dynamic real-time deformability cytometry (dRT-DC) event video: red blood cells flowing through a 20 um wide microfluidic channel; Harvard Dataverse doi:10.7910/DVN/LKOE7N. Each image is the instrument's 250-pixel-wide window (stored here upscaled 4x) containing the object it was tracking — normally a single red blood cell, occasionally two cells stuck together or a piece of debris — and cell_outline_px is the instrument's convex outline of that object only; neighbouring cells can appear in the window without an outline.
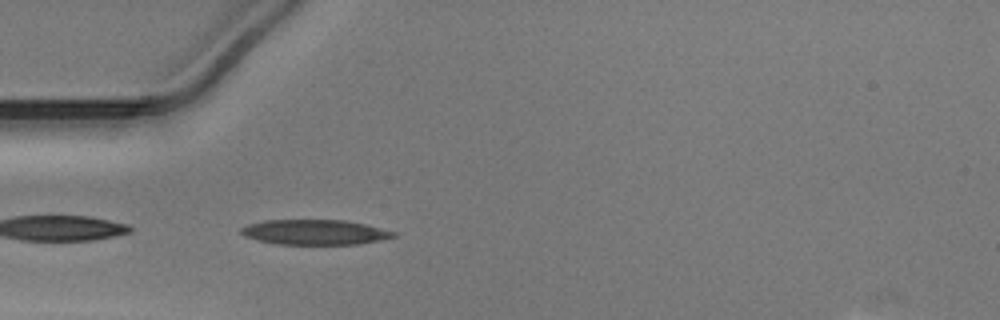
{"species": "Egyptian fruit bat (a non-hibernating species)", "species_latin": "Rousettus aegyptiacus", "temperature_condition": "warm", "stored_images_in_passage": 22, "camera_frame_rate_fps": 3000, "um_per_image_px": 0.085, "animal": {"sex": "male"}, "frame": {"image": 1, "passage_image": 1, "time_ms": 0.0, "image_size_px": [1000, 320], "cell_outline_px": [[396, 236], [380, 240], [356, 244], [280, 244], [260, 240], [244, 236], [240, 232], [240, 228], [248, 224], [264, 220], [344, 220], [368, 224], [396, 232]], "centroid_in_image_um": [26.78, 19.72], "position_along_channel_um": 58.2, "area_um2": 22.2}}
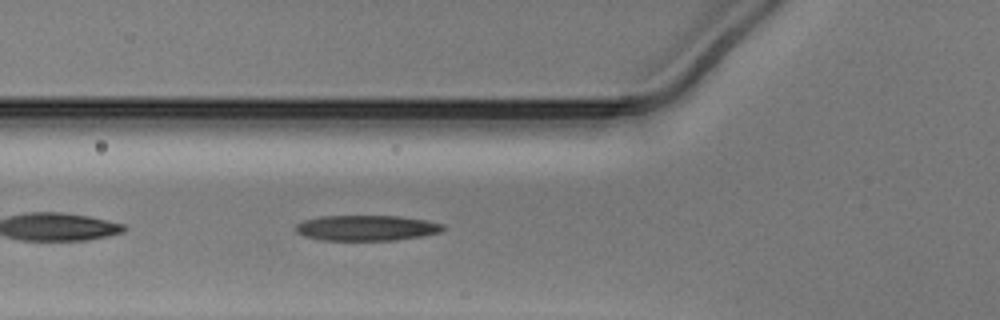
{"frame": {"image": 2, "passage_image": 4, "time_ms": 1.0, "image_size_px": [1000, 320], "cell_outline_px": [[448, 228], [444, 232], [420, 236], [392, 240], [320, 240], [304, 236], [296, 232], [296, 224], [304, 220], [320, 216], [400, 216], [424, 220], [444, 224]], "centroid_in_image_um": [31.18, 19.37], "position_along_channel_um": 94.6, "area_um2": 21.96}}